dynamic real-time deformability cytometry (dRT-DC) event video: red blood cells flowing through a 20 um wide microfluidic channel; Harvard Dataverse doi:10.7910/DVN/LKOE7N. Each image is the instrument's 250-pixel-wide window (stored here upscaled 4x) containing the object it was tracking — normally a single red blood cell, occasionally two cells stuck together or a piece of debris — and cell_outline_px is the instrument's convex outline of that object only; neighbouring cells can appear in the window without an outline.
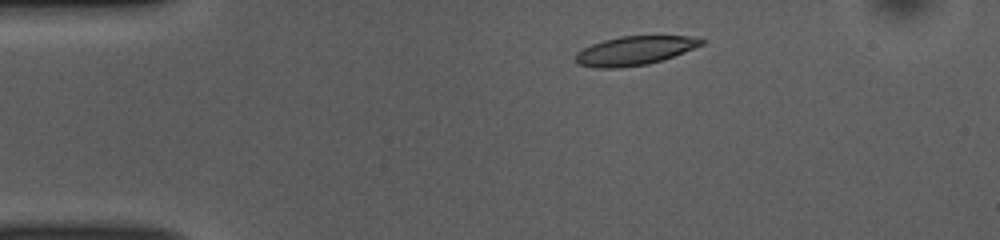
{"species": "common noctule bat (a hibernating species)", "species_latin": "Nyctalus noctula", "temperature_condition": "room temperature", "stored_images_in_passage": 44, "camera_frame_rate_fps": 3000, "um_per_image_px": 0.085, "animal": {"sex": "female", "body_mass_g": 10.0, "forearm_length_mm": 53.1}, "frame": {"image": 1, "passage_image": 2, "time_ms": 0.333, "image_size_px": [1000, 240], "cell_outline_px": [[704, 44], [684, 52], [648, 64], [620, 68], [596, 68], [576, 64], [572, 60], [576, 52], [592, 44], [604, 40], [620, 36], [700, 36], [704, 40]], "centroid_in_image_um": [53.9, 4.31], "position_along_channel_um": 31.1, "area_um2": 21.39}}
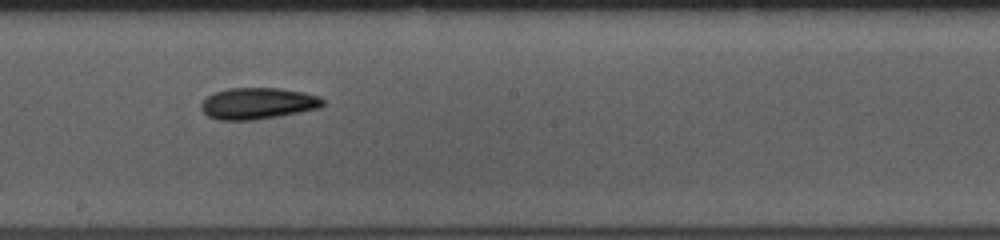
{"frame": {"image": 2, "passage_image": 21, "time_ms": 6.667, "image_size_px": [1000, 240], "cell_outline_px": [[324, 104], [320, 108], [300, 112], [252, 120], [216, 120], [208, 116], [200, 108], [200, 104], [208, 96], [216, 92], [228, 88], [280, 88], [304, 92], [320, 96], [324, 100]], "centroid_in_image_um": [21.92, 8.79], "position_along_channel_um": 226.3, "area_um2": 22.31}}
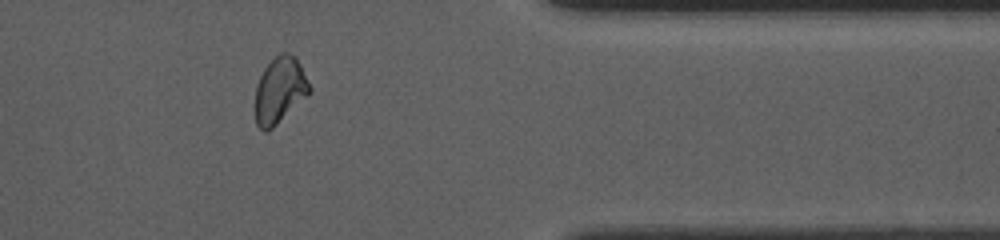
{"frame": {"image": 3, "passage_image": 35, "time_ms": 11.333, "image_size_px": [1000, 240], "cell_outline_px": [[312, 92], [272, 128], [264, 132], [256, 124], [256, 84], [264, 68], [280, 52], [288, 52], [296, 56], [312, 88]], "centroid_in_image_um": [23.8, 7.65], "position_along_channel_um": 387.6, "area_um2": 20.92}, "authors_computed_cell_mechanics": {"area_um2": 21.5594, "velocity_mm_per_s": 3.8391, "shape_relaxation_time_tau1_ms": 4.9392, "shape_relaxation_time_tau2_ms": 5.1249, "deformation_change_tau1": 0.1522, "deformation_change_tau2": 0.1218}}